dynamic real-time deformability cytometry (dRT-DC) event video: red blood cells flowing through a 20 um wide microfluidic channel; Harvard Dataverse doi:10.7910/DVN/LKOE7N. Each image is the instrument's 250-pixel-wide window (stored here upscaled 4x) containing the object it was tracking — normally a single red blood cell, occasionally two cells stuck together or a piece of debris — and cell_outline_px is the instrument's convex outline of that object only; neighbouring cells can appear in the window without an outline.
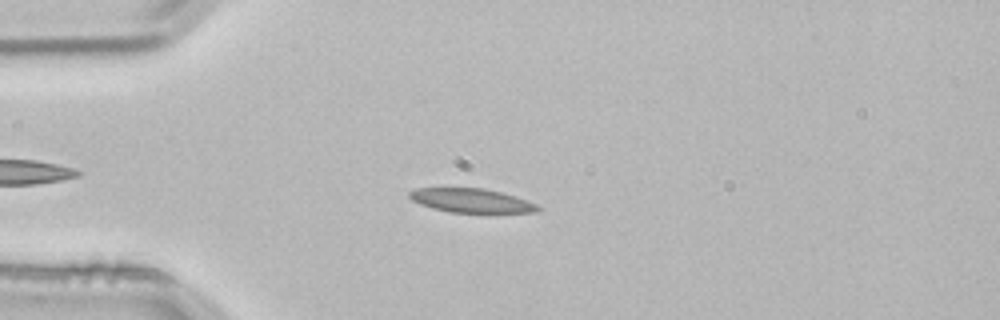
{"species": "common noctule bat (a hibernating species)", "species_latin": "Nyctalus noctula", "temperature_condition": "room temperature", "stored_images_in_passage": 2, "camera_frame_rate_fps": 3000, "um_per_image_px": 0.085, "animal": {"sex": "male", "body_mass_g": 21.5, "forearm_length_mm": 52.0}, "frame": {"image": 1, "passage_image": 2, "time_ms": 0.333, "image_size_px": [1000, 320], "cell_outline_px": [[540, 212], [452, 212], [432, 208], [420, 204], [412, 200], [408, 196], [408, 192], [416, 188], [484, 188], [500, 192], [536, 204], [540, 208]], "centroid_in_image_um": [40.0, 17.04], "position_along_channel_um": 45.0, "area_um2": 17.63}}